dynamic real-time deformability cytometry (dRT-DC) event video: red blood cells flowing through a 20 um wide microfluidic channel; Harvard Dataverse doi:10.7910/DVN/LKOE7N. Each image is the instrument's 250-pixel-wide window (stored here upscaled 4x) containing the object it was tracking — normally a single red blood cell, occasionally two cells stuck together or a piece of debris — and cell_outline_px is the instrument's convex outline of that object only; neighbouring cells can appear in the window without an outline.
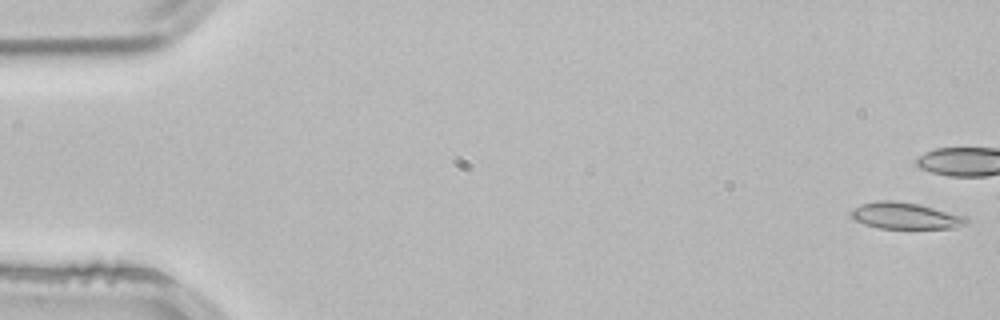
{"species": "common noctule bat (a hibernating species)", "species_latin": "Nyctalus noctula", "temperature_condition": "room temperature", "stored_images_in_passage": 18, "camera_frame_rate_fps": 3000, "um_per_image_px": 0.085, "animal": {"sex": "male", "body_mass_g": 21.5, "forearm_length_mm": 52.0}, "frame": {"image": 1, "passage_image": 1, "time_ms": 0.0, "image_size_px": [1000, 320], "cell_outline_px": [[968, 224], [956, 228], [876, 228], [864, 224], [856, 220], [848, 212], [852, 208], [860, 204], [876, 200], [892, 200], [920, 204], [964, 216], [968, 220]], "centroid_in_image_um": [76.92, 18.33], "position_along_channel_um": 8.1, "area_um2": 17.92}}